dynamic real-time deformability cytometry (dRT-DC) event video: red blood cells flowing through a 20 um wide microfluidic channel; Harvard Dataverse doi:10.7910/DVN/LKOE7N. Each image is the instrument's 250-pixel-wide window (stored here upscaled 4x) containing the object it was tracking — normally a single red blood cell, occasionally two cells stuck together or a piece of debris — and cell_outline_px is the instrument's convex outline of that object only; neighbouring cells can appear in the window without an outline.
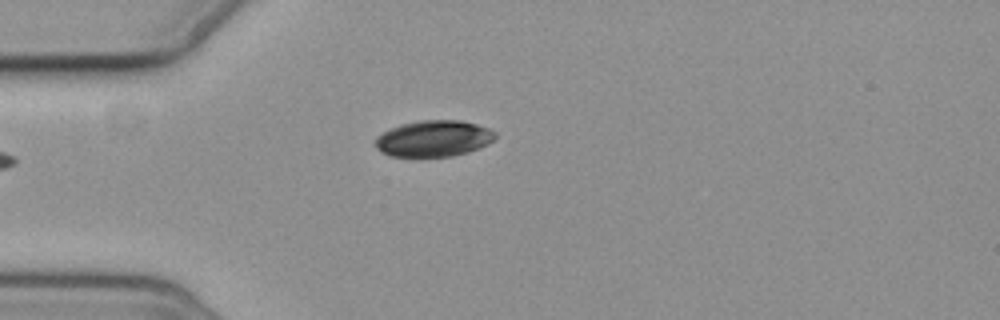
{"species": "common noctule bat (a hibernating species)", "species_latin": "Nyctalus noctula", "temperature_condition": "cold", "stored_images_in_passage": 2, "camera_frame_rate_fps": 3000, "um_per_image_px": 0.085, "animal": {"sex": "female", "body_mass_g": 19.3, "forearm_length_mm": 54.1}, "frame": {"image": 1, "passage_image": 2, "time_ms": 1.333, "image_size_px": [1000, 320], "cell_outline_px": [[496, 136], [488, 144], [468, 152], [452, 156], [388, 156], [380, 152], [372, 144], [376, 136], [400, 124], [420, 120], [460, 120], [476, 124], [488, 128], [496, 132]], "centroid_in_image_um": [36.82, 11.77], "position_along_channel_um": 48.2, "area_um2": 25.43}}